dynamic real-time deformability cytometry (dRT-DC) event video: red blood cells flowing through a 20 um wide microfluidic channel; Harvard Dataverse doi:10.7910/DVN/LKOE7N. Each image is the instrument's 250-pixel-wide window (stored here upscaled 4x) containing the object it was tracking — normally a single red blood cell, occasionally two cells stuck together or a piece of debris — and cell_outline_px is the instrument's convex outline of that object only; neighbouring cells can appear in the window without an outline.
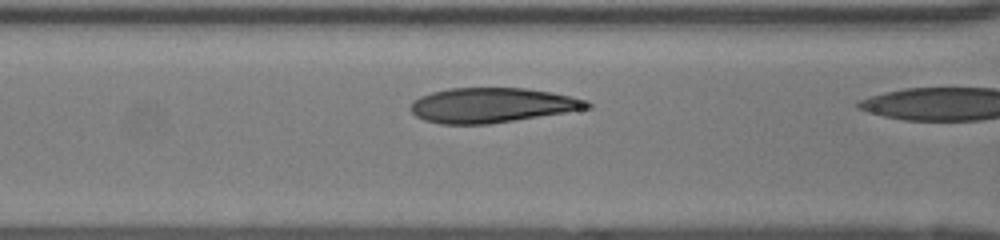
{"species": "human", "species_latin": "Homo sapiens", "temperature_condition": "room temperature", "stored_images_in_passage": 8, "camera_frame_rate_fps": 3000, "um_per_image_px": 0.085, "donor": {"sex": "female"}, "frame": {"image": 1, "passage_image": 6, "time_ms": 1.667, "image_size_px": [1000, 240], "cell_outline_px": [[592, 108], [488, 124], [440, 124], [424, 120], [416, 116], [408, 108], [412, 100], [420, 96], [432, 92], [448, 88], [524, 88], [552, 92], [588, 100], [592, 104]], "centroid_in_image_um": [41.79, 8.94], "position_along_channel_um": 124.8, "area_um2": 35.89}}